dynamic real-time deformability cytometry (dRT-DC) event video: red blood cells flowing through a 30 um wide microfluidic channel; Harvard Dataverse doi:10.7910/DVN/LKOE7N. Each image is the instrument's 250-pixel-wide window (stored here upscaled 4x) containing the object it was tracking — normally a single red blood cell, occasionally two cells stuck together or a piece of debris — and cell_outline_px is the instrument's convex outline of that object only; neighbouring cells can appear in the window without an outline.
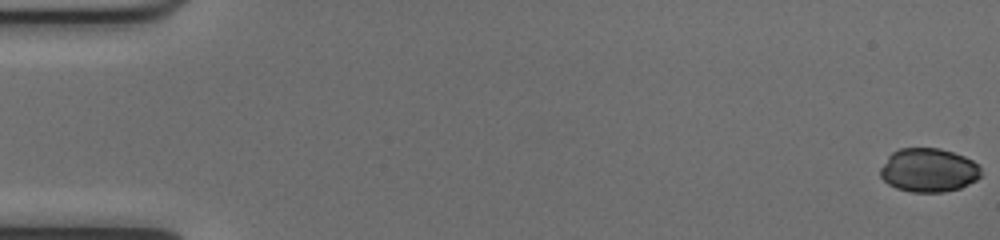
{"species": "common noctule bat (a hibernating species)", "species_latin": "Nyctalus noctula", "temperature_condition": "cold", "stored_images_in_passage": 53, "camera_frame_rate_fps": 3000, "um_per_image_px": 0.085, "animal": {"sex": "female", "body_mass_g": 17.0, "forearm_length_mm": 48.0}, "frame": {"image": 1, "passage_image": 1, "time_ms": 0.0, "image_size_px": [1000, 240], "cell_outline_px": [[980, 176], [976, 180], [960, 188], [944, 192], [912, 192], [896, 188], [888, 184], [880, 176], [880, 168], [888, 156], [892, 152], [900, 148], [940, 148], [964, 156], [972, 160], [980, 168]], "centroid_in_image_um": [78.91, 14.46], "position_along_channel_um": 6.1, "area_um2": 25.66}}
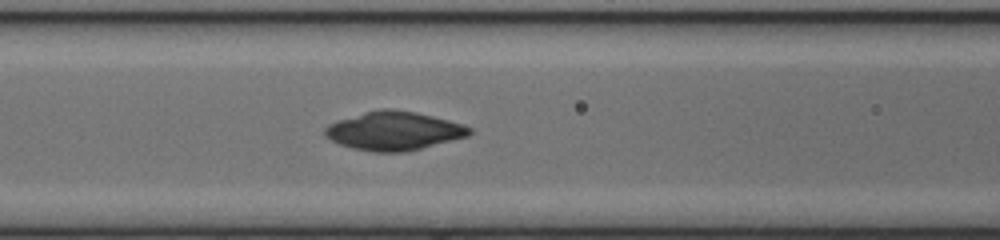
{"frame": {"image": 2, "passage_image": 23, "time_ms": 7.333, "image_size_px": [1000, 240], "cell_outline_px": [[472, 132], [468, 136], [404, 152], [372, 152], [352, 148], [340, 144], [324, 136], [324, 128], [328, 124], [336, 120], [364, 112], [380, 108], [392, 108], [416, 112], [464, 124], [472, 128]], "centroid_in_image_um": [33.45, 11.11], "position_along_channel_um": 133.1, "area_um2": 32.6}}
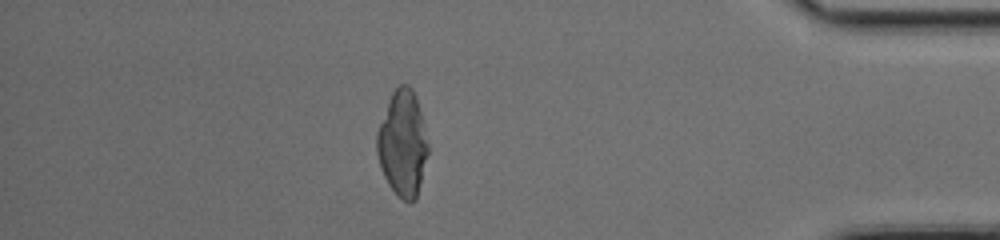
{"frame": {"image": 3, "passage_image": 46, "time_ms": 15.0, "image_size_px": [1000, 240], "cell_outline_px": [[428, 152], [416, 200], [412, 204], [408, 204], [388, 184], [380, 168], [376, 152], [376, 132], [388, 100], [392, 92], [400, 84], [408, 84], [412, 88], [416, 96], [428, 144]], "centroid_in_image_um": [34.2, 12.2], "position_along_channel_um": 401.0, "area_um2": 31.5}}